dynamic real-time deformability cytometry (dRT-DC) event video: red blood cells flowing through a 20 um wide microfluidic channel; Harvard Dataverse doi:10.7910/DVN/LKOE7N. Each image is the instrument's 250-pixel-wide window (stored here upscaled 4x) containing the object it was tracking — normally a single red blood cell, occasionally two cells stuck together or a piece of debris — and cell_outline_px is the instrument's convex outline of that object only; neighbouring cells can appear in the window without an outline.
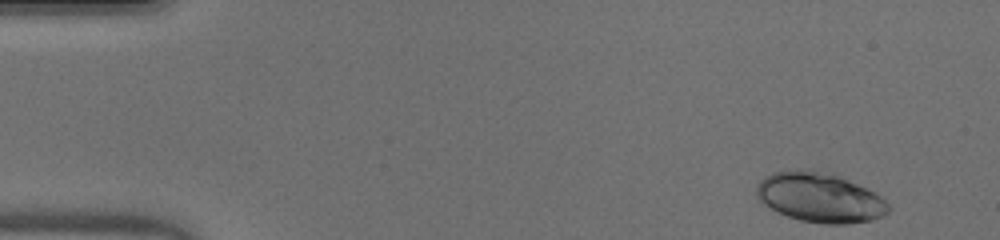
{"species": "human", "species_latin": "Homo sapiens", "temperature_condition": "warm", "stored_images_in_passage": 47, "camera_frame_rate_fps": 3000, "um_per_image_px": 0.085, "donor": {"sex": "male"}, "frame": {"image": 1, "passage_image": 1, "time_ms": 0.0, "image_size_px": [1000, 240], "cell_outline_px": [[892, 208], [888, 212], [872, 220], [848, 224], [824, 224], [800, 220], [776, 212], [764, 204], [756, 196], [756, 184], [764, 176], [772, 172], [808, 168], [812, 168], [832, 172], [880, 196]], "centroid_in_image_um": [69.64, 16.77], "position_along_channel_um": 15.4, "area_um2": 38.49}}
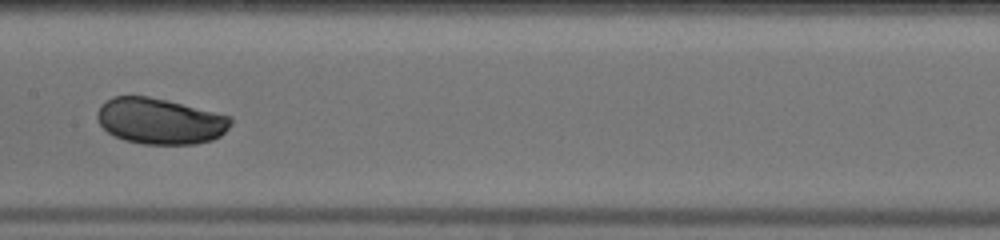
{"frame": {"image": 2, "passage_image": 23, "time_ms": 7.333, "image_size_px": [1000, 240], "cell_outline_px": [[232, 124], [220, 136], [212, 140], [196, 144], [144, 144], [124, 140], [108, 132], [100, 124], [96, 116], [96, 112], [100, 104], [116, 96], [148, 96], [168, 100], [232, 116]], "centroid_in_image_um": [13.62, 10.29], "position_along_channel_um": 193.8, "area_um2": 35.89}}
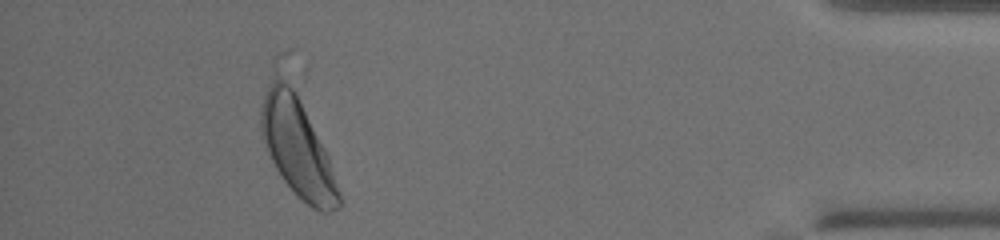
{"frame": {"image": 3, "passage_image": 43, "time_ms": 14.0, "image_size_px": [1000, 240], "cell_outline_px": [[340, 208], [328, 212], [320, 212], [312, 208], [296, 196], [284, 180], [276, 168], [268, 152], [260, 128], [260, 108], [264, 96], [276, 72], [296, 84], [328, 156], [340, 192]], "centroid_in_image_um": [25.29, 12.44], "position_along_channel_um": 409.9, "area_um2": 45.32}, "authors_computed_cell_mechanics": {"area_um2": 36.8186, "velocity_mm_per_s": 4.0761, "shape_relaxation_time_tau1_ms": 2.3674, "shape_relaxation_time_tau2_ms": null, "deformation_change_tau1": 0.1027, "deformation_change_tau2": null}}